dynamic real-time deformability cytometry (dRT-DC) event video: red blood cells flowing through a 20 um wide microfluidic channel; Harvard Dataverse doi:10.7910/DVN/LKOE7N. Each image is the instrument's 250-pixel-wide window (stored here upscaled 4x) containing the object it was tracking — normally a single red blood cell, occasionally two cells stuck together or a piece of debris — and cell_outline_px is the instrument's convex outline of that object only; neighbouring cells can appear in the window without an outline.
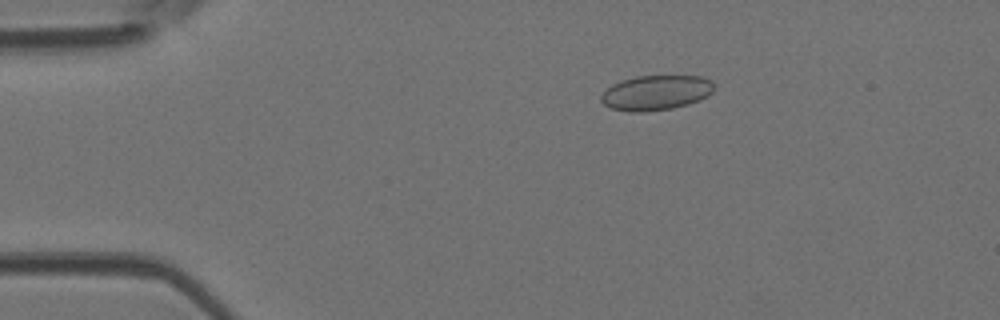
{"species": "Egyptian fruit bat (a non-hibernating species)", "species_latin": "Rousettus aegyptiacus", "temperature_condition": "room temperature", "stored_images_in_passage": 4, "camera_frame_rate_fps": 3000, "um_per_image_px": 0.085, "animal": {"sex": "female"}, "frame": {"image": 1, "passage_image": 3, "time_ms": 0.667, "image_size_px": [1000, 320], "cell_outline_px": [[712, 92], [708, 96], [700, 100], [688, 104], [672, 108], [644, 112], [632, 112], [612, 108], [604, 104], [600, 100], [600, 96], [612, 84], [620, 80], [636, 76], [700, 76], [712, 80]], "centroid_in_image_um": [55.75, 7.88], "position_along_channel_um": 29.3, "area_um2": 22.95}}